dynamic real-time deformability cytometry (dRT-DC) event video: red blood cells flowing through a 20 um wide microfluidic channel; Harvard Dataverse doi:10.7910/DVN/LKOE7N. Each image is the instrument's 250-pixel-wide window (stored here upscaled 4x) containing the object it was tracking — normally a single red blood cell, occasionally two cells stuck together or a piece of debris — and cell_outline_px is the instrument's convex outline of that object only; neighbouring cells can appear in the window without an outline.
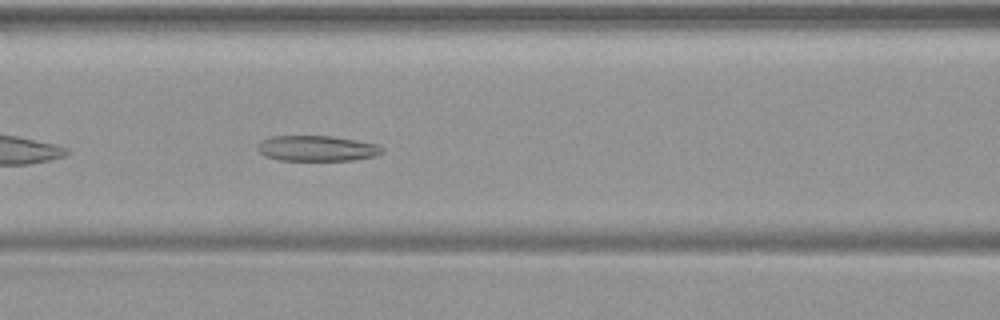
{"species": "common noctule bat (a hibernating species)", "species_latin": "Nyctalus noctula", "temperature_condition": "warm", "stored_images_in_passage": 36, "camera_frame_rate_fps": 3000, "um_per_image_px": 0.085, "animal": {"sex": "female", "body_mass_g": 19.9}, "frame": {"image": 1, "passage_image": 8, "time_ms": 2.333, "image_size_px": [1000, 320], "cell_outline_px": [[384, 152], [376, 156], [352, 160], [280, 160], [264, 156], [256, 148], [260, 140], [272, 136], [332, 136], [376, 144], [384, 148]], "centroid_in_image_um": [26.92, 12.61], "position_along_channel_um": 139.7, "area_um2": 18.55}}
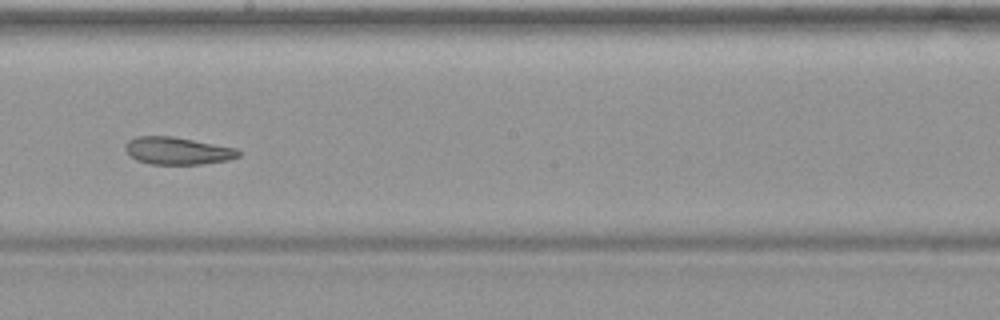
{"frame": {"image": 2, "passage_image": 15, "time_ms": 4.667, "image_size_px": [1000, 320], "cell_outline_px": [[240, 156], [228, 160], [200, 164], [152, 164], [136, 160], [128, 156], [124, 148], [124, 144], [128, 140], [136, 136], [172, 136], [236, 148], [240, 152]], "centroid_in_image_um": [15.03, 12.81], "position_along_channel_um": 233.2, "area_um2": 18.15}}
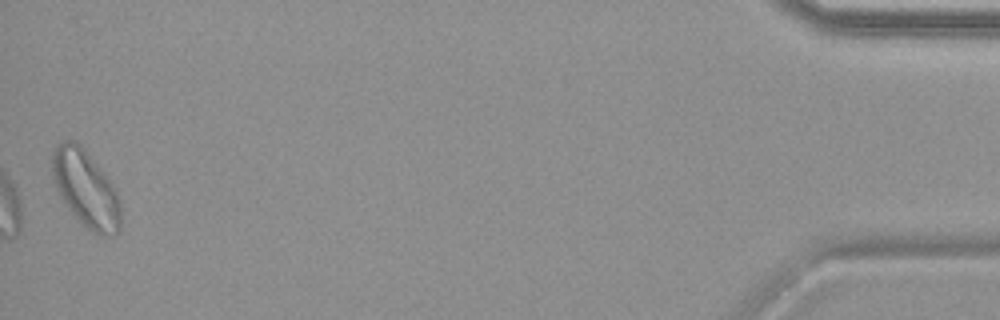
{"frame": {"image": 3, "passage_image": 36, "time_ms": 11.667, "image_size_px": [1000, 320], "cell_outline_px": [[120, 232], [104, 236], [100, 236], [92, 232], [68, 208], [60, 196], [56, 188], [52, 176], [52, 152], [56, 144], [64, 140], [76, 140], [84, 148], [108, 176], [120, 200]], "centroid_in_image_um": [7.29, 16.01], "position_along_channel_um": 427.9, "area_um2": 30.69}}